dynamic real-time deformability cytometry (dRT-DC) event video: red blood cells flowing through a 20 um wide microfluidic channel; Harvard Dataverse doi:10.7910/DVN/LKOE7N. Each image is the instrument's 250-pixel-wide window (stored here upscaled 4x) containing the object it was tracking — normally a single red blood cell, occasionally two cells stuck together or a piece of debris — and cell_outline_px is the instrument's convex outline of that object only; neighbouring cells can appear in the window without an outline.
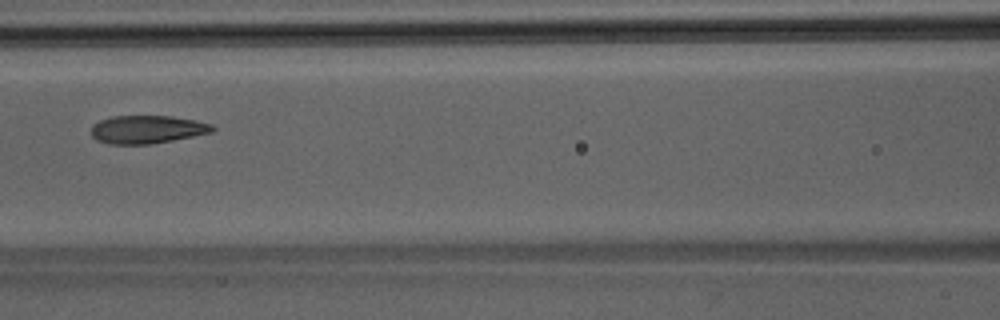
{"species": "Egyptian fruit bat (a non-hibernating species)", "species_latin": "Rousettus aegyptiacus", "temperature_condition": "room temperature", "stored_images_in_passage": 12, "camera_frame_rate_fps": 3000, "um_per_image_px": 0.085, "animal": {"sex": "male"}, "frame": {"image": 1, "passage_image": 9, "time_ms": 2.667, "image_size_px": [1000, 320], "cell_outline_px": [[216, 128], [212, 132], [152, 144], [108, 144], [96, 140], [92, 136], [92, 124], [100, 120], [112, 116], [172, 116], [196, 120], [212, 124]], "centroid_in_image_um": [12.5, 11.0], "position_along_channel_um": 154.1, "area_um2": 19.88}}
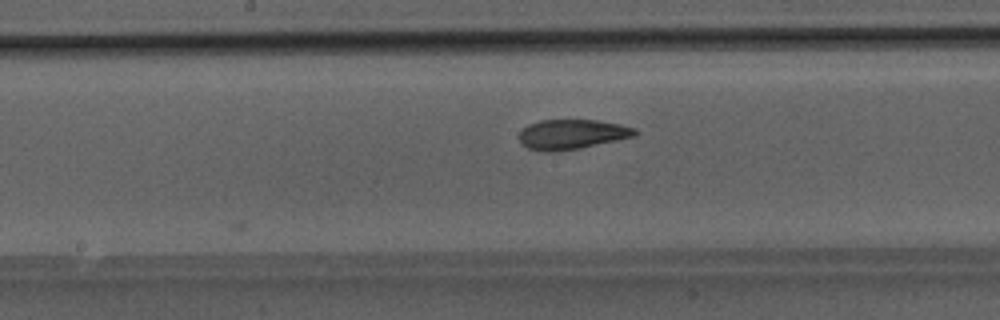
{"frame": {"image": 2, "passage_image": 12, "time_ms": 3.667, "image_size_px": [1000, 320], "cell_outline_px": [[640, 132], [636, 136], [580, 148], [556, 152], [544, 152], [528, 148], [520, 144], [520, 132], [528, 124], [540, 120], [596, 120], [620, 124], [636, 128]], "centroid_in_image_um": [48.63, 11.42], "position_along_channel_um": 199.6, "area_um2": 20.29}}